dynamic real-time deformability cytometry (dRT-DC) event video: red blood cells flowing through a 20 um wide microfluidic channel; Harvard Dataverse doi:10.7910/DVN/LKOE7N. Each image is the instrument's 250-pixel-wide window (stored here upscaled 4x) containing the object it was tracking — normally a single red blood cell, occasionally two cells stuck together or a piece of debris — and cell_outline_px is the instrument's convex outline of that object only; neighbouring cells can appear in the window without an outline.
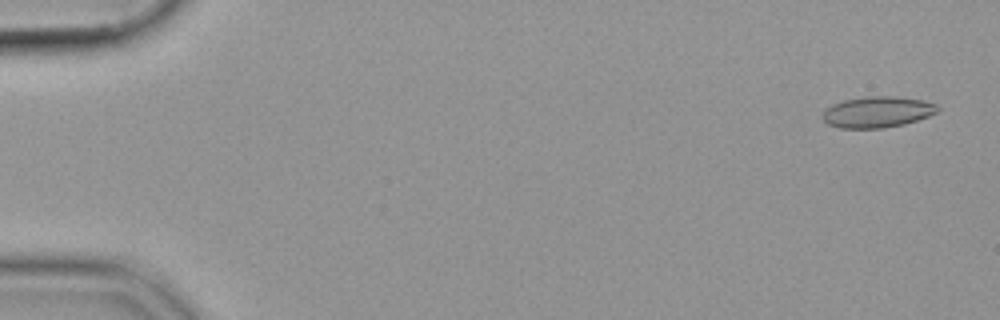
{"species": "common noctule bat (a hibernating species)", "species_latin": "Nyctalus noctula", "temperature_condition": "cold", "stored_images_in_passage": 53, "camera_frame_rate_fps": 3000, "um_per_image_px": 0.085, "animal": {"sex": "female", "body_mass_g": 19.9}, "frame": {"image": 1, "passage_image": 3, "time_ms": 0.667, "image_size_px": [1000, 320], "cell_outline_px": [[940, 108], [936, 112], [928, 116], [904, 124], [884, 128], [840, 128], [828, 124], [820, 116], [824, 108], [832, 104], [844, 100], [868, 96], [896, 96], [924, 100], [936, 104]], "centroid_in_image_um": [74.54, 9.51], "position_along_channel_um": 10.5, "area_um2": 20.98}}
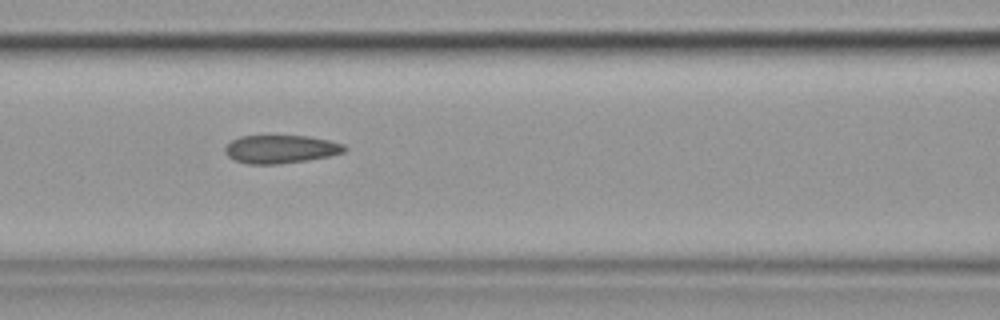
{"frame": {"image": 2, "passage_image": 25, "time_ms": 8.0, "image_size_px": [1000, 320], "cell_outline_px": [[348, 148], [344, 152], [328, 156], [308, 160], [280, 164], [248, 164], [236, 160], [228, 156], [224, 152], [224, 148], [232, 140], [240, 136], [308, 136], [328, 140], [344, 144]], "centroid_in_image_um": [23.87, 12.68], "position_along_channel_um": 142.7, "area_um2": 19.59}}
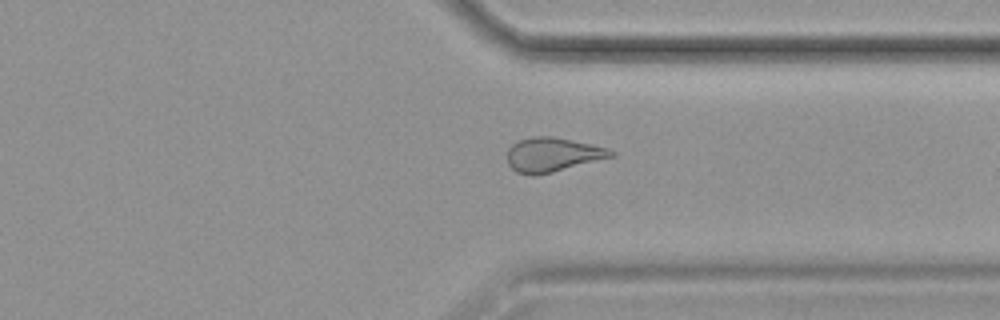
{"frame": {"image": 3, "passage_image": 43, "time_ms": 14.0, "image_size_px": [1000, 320], "cell_outline_px": [[616, 156], [552, 172], [532, 176], [516, 172], [508, 164], [508, 148], [516, 140], [532, 136], [552, 136], [592, 144], [608, 148], [616, 152]], "centroid_in_image_um": [46.97, 13.14], "position_along_channel_um": 364.4, "area_um2": 20.87}}